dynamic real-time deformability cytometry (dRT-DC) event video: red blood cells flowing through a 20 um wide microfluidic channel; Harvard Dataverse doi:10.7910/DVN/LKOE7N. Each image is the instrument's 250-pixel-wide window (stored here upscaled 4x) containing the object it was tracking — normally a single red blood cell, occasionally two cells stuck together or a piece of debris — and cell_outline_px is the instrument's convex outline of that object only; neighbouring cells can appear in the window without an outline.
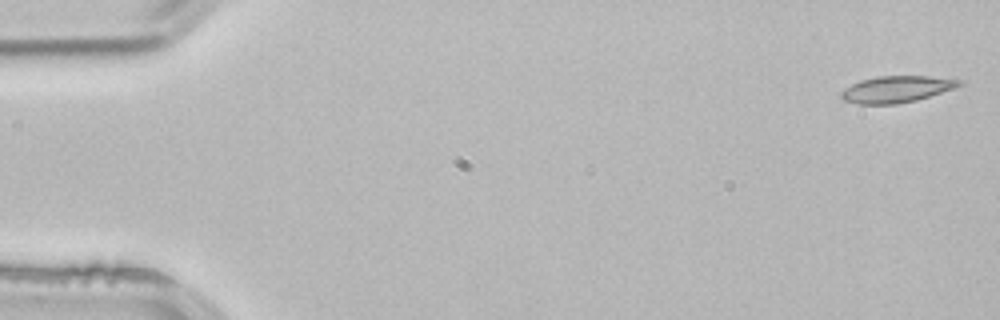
{"species": "common noctule bat (a hibernating species)", "species_latin": "Nyctalus noctula", "temperature_condition": "room temperature", "stored_images_in_passage": 4, "camera_frame_rate_fps": 3000, "um_per_image_px": 0.085, "animal": {"sex": "male", "body_mass_g": 21.5, "forearm_length_mm": 52.0}, "frame": {"image": 1, "passage_image": 1, "time_ms": 0.0, "image_size_px": [1000, 320], "cell_outline_px": [[964, 84], [916, 100], [896, 104], [856, 104], [844, 100], [840, 96], [840, 92], [844, 88], [860, 80], [876, 76], [928, 76], [964, 80]], "centroid_in_image_um": [76.16, 7.57], "position_along_channel_um": 8.8, "area_um2": 18.21}}
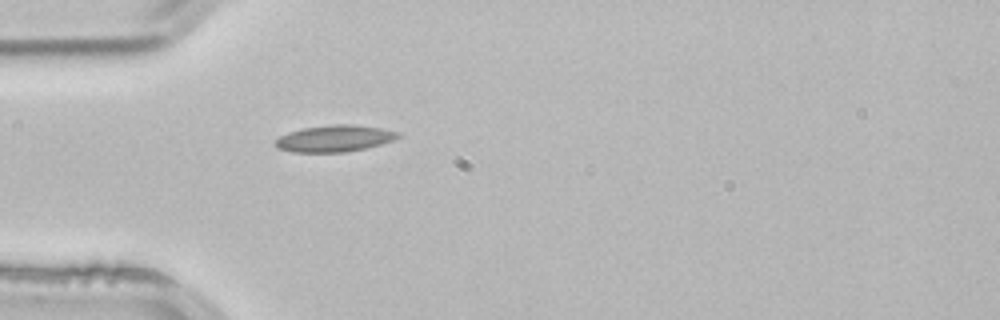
{"frame": {"image": 2, "passage_image": 4, "time_ms": 1.0, "image_size_px": [1000, 320], "cell_outline_px": [[400, 136], [392, 140], [380, 144], [364, 148], [344, 152], [292, 152], [280, 148], [276, 144], [276, 140], [280, 136], [288, 132], [304, 128], [332, 124], [356, 124], [380, 128], [400, 132]], "centroid_in_image_um": [28.45, 11.76], "position_along_channel_um": 56.5, "area_um2": 18.79}}